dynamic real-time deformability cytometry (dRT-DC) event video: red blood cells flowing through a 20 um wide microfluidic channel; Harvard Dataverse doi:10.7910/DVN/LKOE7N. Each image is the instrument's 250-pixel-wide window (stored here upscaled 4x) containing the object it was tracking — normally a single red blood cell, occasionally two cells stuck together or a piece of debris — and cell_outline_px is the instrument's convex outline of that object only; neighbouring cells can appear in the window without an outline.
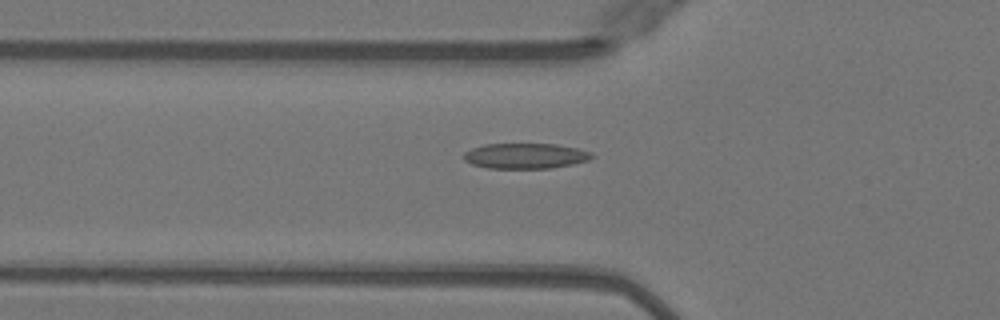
{"species": "Egyptian fruit bat (a non-hibernating species)", "species_latin": "Rousettus aegyptiacus", "temperature_condition": "warm", "stored_images_in_passage": 45, "camera_frame_rate_fps": 3000, "um_per_image_px": 0.085, "animal": {"sex": "female"}, "frame": {"image": 1, "passage_image": 12, "time_ms": 3.667, "image_size_px": [1000, 320], "cell_outline_px": [[592, 156], [588, 160], [572, 164], [552, 168], [488, 168], [472, 164], [464, 160], [464, 152], [472, 148], [484, 144], [556, 144], [576, 148], [592, 152]], "centroid_in_image_um": [44.64, 13.25], "position_along_channel_um": 81.2, "area_um2": 18.84}}
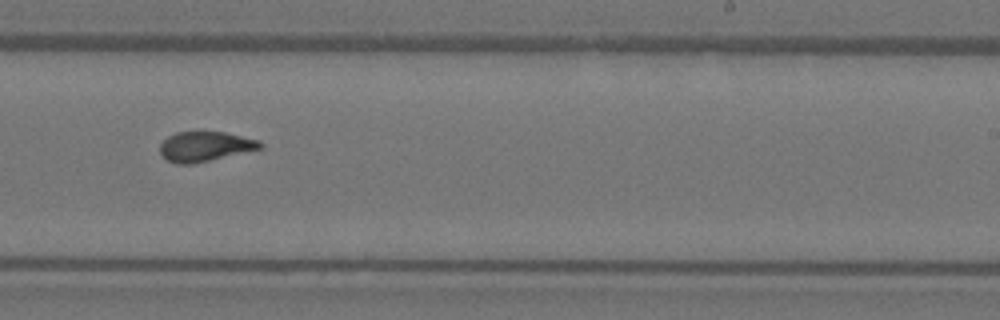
{"frame": {"image": 2, "passage_image": 26, "time_ms": 8.333, "image_size_px": [1000, 320], "cell_outline_px": [[264, 148], [192, 164], [176, 164], [168, 160], [160, 152], [160, 144], [168, 136], [176, 132], [224, 132], [260, 140], [264, 144]], "centroid_in_image_um": [17.46, 12.45], "position_along_channel_um": 271.5, "area_um2": 17.4}}
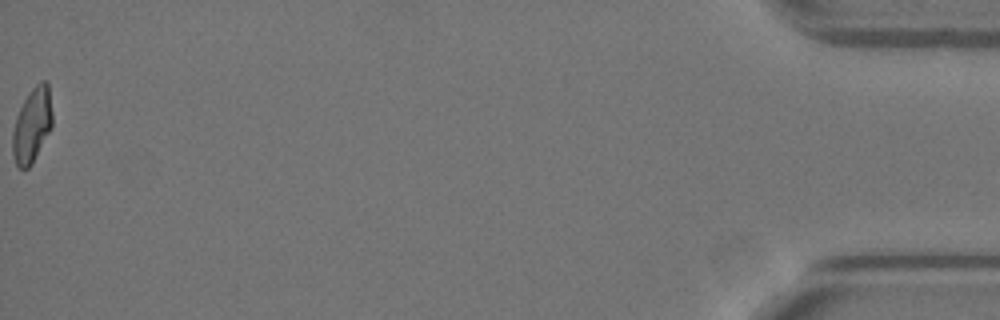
{"frame": {"image": 3, "passage_image": 45, "time_ms": 14.667, "image_size_px": [1000, 320], "cell_outline_px": [[52, 128], [32, 164], [28, 168], [20, 168], [16, 164], [12, 156], [12, 132], [16, 116], [28, 92], [40, 80], [48, 80], [52, 112]], "centroid_in_image_um": [2.73, 10.62], "position_along_channel_um": 432.5, "area_um2": 17.57}, "authors_computed_cell_mechanics": {"area_um2": 17.8602, "velocity_mm_per_s": 4.0646, "shape_relaxation_time_tau1_ms": 7.8303, "shape_relaxation_time_tau2_ms": 1.0787, "deformation_change_tau1": 0.2425, "deformation_change_tau2": 0.0835}}